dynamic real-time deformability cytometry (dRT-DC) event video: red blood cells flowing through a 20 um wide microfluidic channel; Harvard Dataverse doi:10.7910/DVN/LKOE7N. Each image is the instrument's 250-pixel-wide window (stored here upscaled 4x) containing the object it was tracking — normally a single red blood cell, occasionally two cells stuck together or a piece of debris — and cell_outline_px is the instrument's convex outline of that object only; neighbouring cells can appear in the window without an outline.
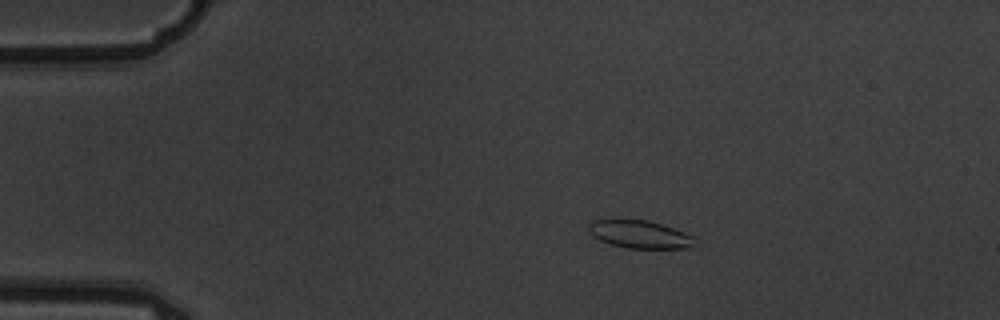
{"species": "common noctule bat (a hibernating species)", "species_latin": "Nyctalus noctula", "temperature_condition": "warm", "stored_images_in_passage": 4, "camera_frame_rate_fps": 3000, "um_per_image_px": 0.085, "animal": {"sex": "male", "body_mass_g": 19.5, "forearm_length_mm": 54.6}, "frame": {"image": 1, "passage_image": 3, "time_ms": 0.667, "image_size_px": [1000, 320], "cell_outline_px": [[696, 236], [692, 244], [688, 248], [628, 248], [612, 244], [600, 240], [592, 236], [588, 232], [588, 224], [592, 220], [616, 216], [620, 216], [648, 220]], "centroid_in_image_um": [54.26, 19.85], "position_along_channel_um": 30.7, "area_um2": 17.86}}